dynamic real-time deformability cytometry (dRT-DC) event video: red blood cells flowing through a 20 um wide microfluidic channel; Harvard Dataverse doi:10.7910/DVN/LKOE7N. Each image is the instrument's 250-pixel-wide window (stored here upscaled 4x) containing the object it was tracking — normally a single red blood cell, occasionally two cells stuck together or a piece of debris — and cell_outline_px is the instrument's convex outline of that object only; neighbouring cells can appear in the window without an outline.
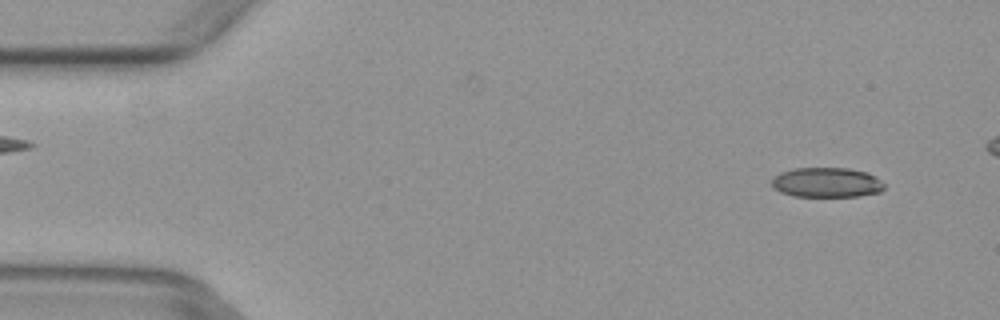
{"species": "common noctule bat (a hibernating species)", "species_latin": "Nyctalus noctula", "temperature_condition": "warm", "stored_images_in_passage": 5, "camera_frame_rate_fps": 3000, "um_per_image_px": 0.085, "animal": {"sex": "female", "body_mass_g": 29.2, "forearm_length_mm": 56.3}, "frame": {"image": 1, "passage_image": 5, "time_ms": 1.333, "image_size_px": [1000, 320], "cell_outline_px": [[884, 188], [880, 192], [856, 196], [792, 196], [780, 192], [772, 188], [772, 176], [780, 172], [792, 168], [848, 168], [868, 172], [880, 180], [884, 184]], "centroid_in_image_um": [70.22, 15.5], "position_along_channel_um": 14.8, "area_um2": 19.71}}